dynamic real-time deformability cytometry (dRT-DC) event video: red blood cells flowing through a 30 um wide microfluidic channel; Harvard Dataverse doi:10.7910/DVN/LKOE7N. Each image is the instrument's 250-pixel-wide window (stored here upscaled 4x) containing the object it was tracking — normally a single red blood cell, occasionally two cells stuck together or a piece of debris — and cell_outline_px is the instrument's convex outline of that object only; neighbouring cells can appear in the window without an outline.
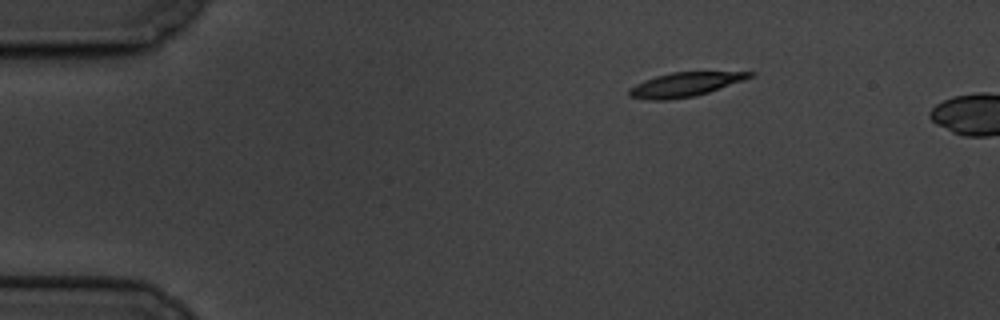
{"species": "common noctule bat (a hibernating species)", "species_latin": "Nyctalus noctula", "temperature_condition": "cold", "stored_images_in_passage": 7, "segment_of_instrument_passage": [2, 2], "camera_frame_rate_fps": 3000, "um_per_image_px": 0.085, "animal": {"sex": "male", "body_mass_g": 19.5, "forearm_length_mm": 54.6}, "frame": {"image": 1, "passage_image": 7, "time_ms": 7.0, "image_size_px": [1000, 320], "cell_outline_px": [[756, 72], [752, 76], [744, 80], [696, 96], [668, 100], [652, 100], [628, 96], [628, 88], [644, 80], [656, 76], [672, 72]], "centroid_in_image_um": [58.18, 7.19], "position_along_channel_um": 26.8, "area_um2": 16.82}}